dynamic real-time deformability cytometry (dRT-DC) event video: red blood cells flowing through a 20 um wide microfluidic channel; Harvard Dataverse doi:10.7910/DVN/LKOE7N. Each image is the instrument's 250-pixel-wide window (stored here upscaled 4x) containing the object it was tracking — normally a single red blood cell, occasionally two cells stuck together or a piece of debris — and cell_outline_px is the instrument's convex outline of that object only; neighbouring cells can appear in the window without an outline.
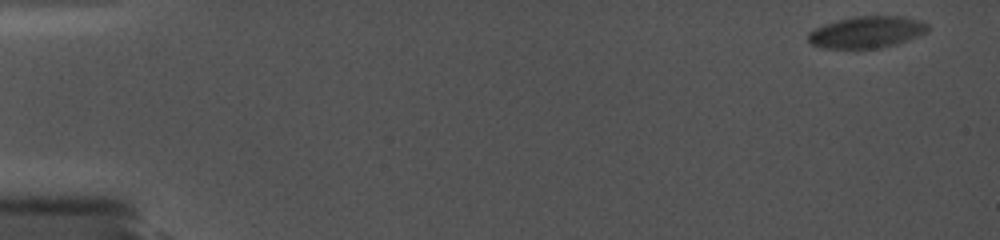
{"species": "common noctule bat (a hibernating species)", "species_latin": "Nyctalus noctula", "temperature_condition": "cold", "stored_images_in_passage": 7, "camera_frame_rate_fps": 5000, "um_per_image_px": 0.085, "animal": {"sex": "female", "body_mass_g": 19.0, "forearm_length_mm": 56.7}, "frame": {"image": 1, "passage_image": 1, "time_ms": 0.0, "image_size_px": [1000, 240], "cell_outline_px": [[928, 32], [896, 44], [876, 48], [824, 48], [812, 44], [808, 40], [808, 32], [824, 24], [856, 16], [904, 16], [928, 24]], "centroid_in_image_um": [73.67, 2.73], "position_along_channel_um": 11.3, "area_um2": 21.79}}